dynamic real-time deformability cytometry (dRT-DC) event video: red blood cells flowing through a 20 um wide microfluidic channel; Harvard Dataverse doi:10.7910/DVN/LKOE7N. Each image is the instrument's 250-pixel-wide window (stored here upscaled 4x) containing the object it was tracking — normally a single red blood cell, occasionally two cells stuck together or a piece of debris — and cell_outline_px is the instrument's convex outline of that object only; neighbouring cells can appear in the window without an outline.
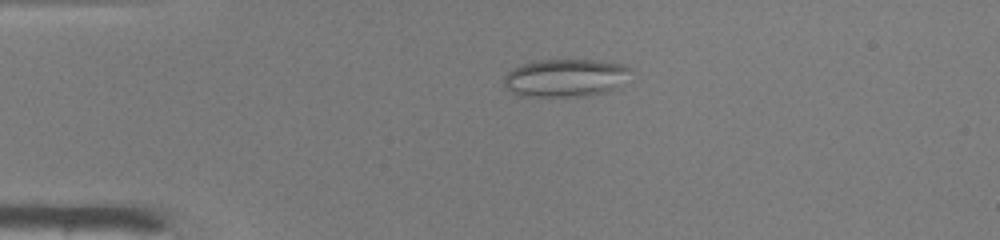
{"species": "common noctule bat (a hibernating species)", "species_latin": "Nyctalus noctula", "temperature_condition": "warm", "stored_images_in_passage": 39, "camera_frame_rate_fps": 3000, "um_per_image_px": 0.085, "animal": {"sex": "male", "body_mass_g": 19.0, "forearm_length_mm": 50.8}, "frame": {"image": 1, "passage_image": 2, "time_ms": 0.333, "image_size_px": [1000, 240], "cell_outline_px": [[628, 68], [612, 88], [604, 92], [584, 96], [524, 96], [512, 92], [504, 84], [504, 76], [512, 68], [520, 64], [540, 60], [596, 60], [624, 64]], "centroid_in_image_um": [47.91, 6.6], "position_along_channel_um": 37.1, "area_um2": 26.99}}
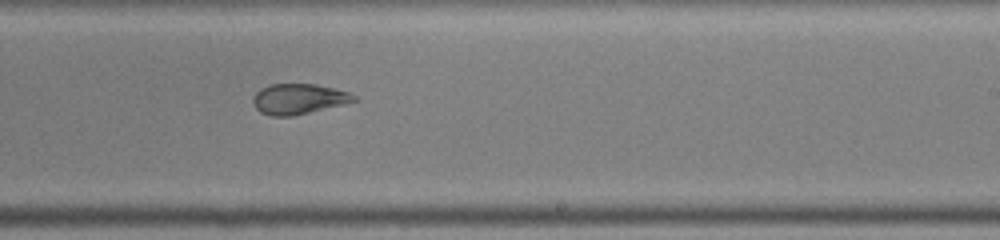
{"frame": {"image": 2, "passage_image": 21, "time_ms": 6.667, "image_size_px": [1000, 240], "cell_outline_px": [[356, 100], [344, 104], [292, 116], [272, 116], [260, 112], [256, 108], [252, 100], [252, 96], [260, 88], [272, 84], [316, 84], [348, 92], [356, 96]], "centroid_in_image_um": [25.34, 8.41], "position_along_channel_um": 263.7, "area_um2": 17.74}}
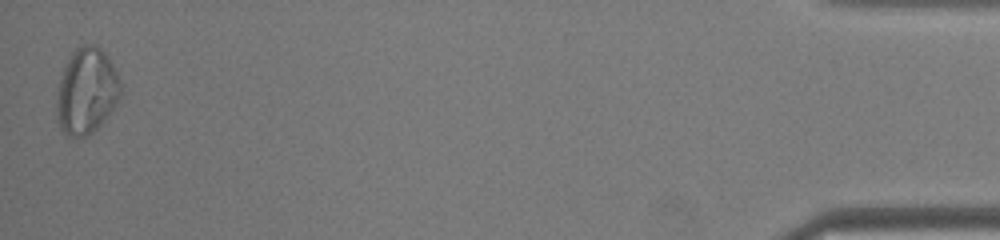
{"frame": {"image": 3, "passage_image": 39, "time_ms": 12.667, "image_size_px": [1000, 240], "cell_outline_px": [[120, 96], [116, 104], [100, 124], [88, 136], [68, 136], [60, 128], [56, 108], [56, 92], [64, 68], [72, 52], [80, 44], [96, 44], [104, 52], [112, 64], [120, 80]], "centroid_in_image_um": [7.34, 7.72], "position_along_channel_um": 427.9, "area_um2": 31.79}, "authors_computed_cell_mechanics": {"area_um2": 22.1952, "velocity_mm_per_s": 4.177, "shape_relaxation_time_tau1_ms": null, "shape_relaxation_time_tau2_ms": 1.4684, "deformation_change_tau1": null, "deformation_change_tau2": 0.0837}}